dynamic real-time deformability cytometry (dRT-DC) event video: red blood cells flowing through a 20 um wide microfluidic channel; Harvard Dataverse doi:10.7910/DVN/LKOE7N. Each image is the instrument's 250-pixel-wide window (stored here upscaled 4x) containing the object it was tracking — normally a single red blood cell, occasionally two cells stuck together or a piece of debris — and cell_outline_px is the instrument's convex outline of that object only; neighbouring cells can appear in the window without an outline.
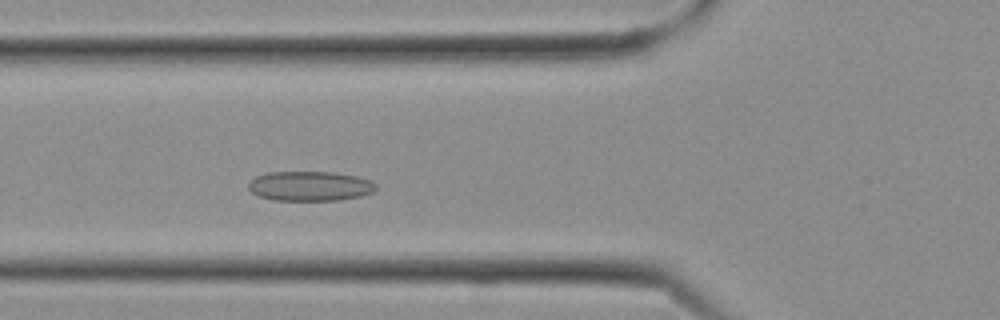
{"species": "Egyptian fruit bat (a non-hibernating species)", "species_latin": "Rousettus aegyptiacus", "temperature_condition": "cold", "stored_images_in_passage": 8, "camera_frame_rate_fps": 3000, "um_per_image_px": 0.085, "frame": {"image": 1, "passage_image": 8, "time_ms": 2.333, "image_size_px": [1000, 320], "cell_outline_px": [[376, 188], [372, 192], [360, 196], [340, 200], [272, 200], [260, 196], [252, 192], [248, 188], [248, 184], [256, 176], [268, 172], [332, 172], [356, 176], [372, 180], [376, 184]], "centroid_in_image_um": [26.36, 15.81], "position_along_channel_um": 99.4, "area_um2": 22.02}}